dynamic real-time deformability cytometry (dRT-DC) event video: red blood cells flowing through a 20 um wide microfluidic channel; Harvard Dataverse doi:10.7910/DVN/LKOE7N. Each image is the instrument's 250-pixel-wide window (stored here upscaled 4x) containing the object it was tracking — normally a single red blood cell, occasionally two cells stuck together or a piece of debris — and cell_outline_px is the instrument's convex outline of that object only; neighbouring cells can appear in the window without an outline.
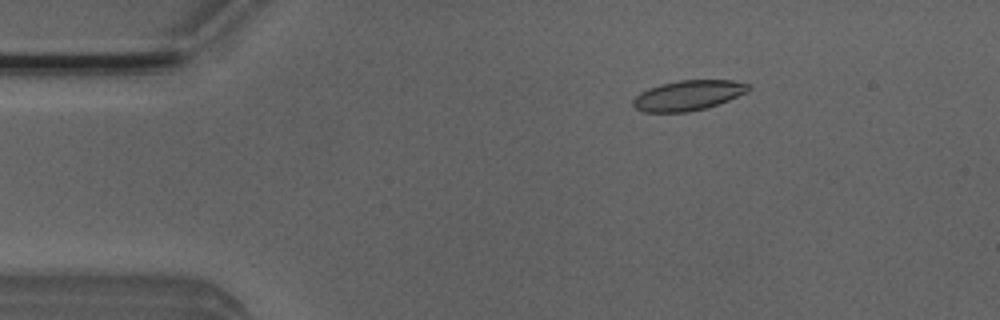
{"species": "Egyptian fruit bat (a non-hibernating species)", "species_latin": "Rousettus aegyptiacus", "temperature_condition": "room temperature", "stored_images_in_passage": 3, "camera_frame_rate_fps": 3000, "um_per_image_px": 0.085, "animal": {"sex": "male"}, "frame": {"image": 1, "passage_image": 2, "time_ms": 0.333, "image_size_px": [1000, 320], "cell_outline_px": [[752, 88], [748, 92], [728, 100], [704, 108], [688, 112], [644, 112], [636, 108], [632, 104], [632, 100], [640, 92], [648, 88], [660, 84], [680, 80], [732, 80], [748, 84]], "centroid_in_image_um": [58.48, 8.1], "position_along_channel_um": 26.5, "area_um2": 20.17}}